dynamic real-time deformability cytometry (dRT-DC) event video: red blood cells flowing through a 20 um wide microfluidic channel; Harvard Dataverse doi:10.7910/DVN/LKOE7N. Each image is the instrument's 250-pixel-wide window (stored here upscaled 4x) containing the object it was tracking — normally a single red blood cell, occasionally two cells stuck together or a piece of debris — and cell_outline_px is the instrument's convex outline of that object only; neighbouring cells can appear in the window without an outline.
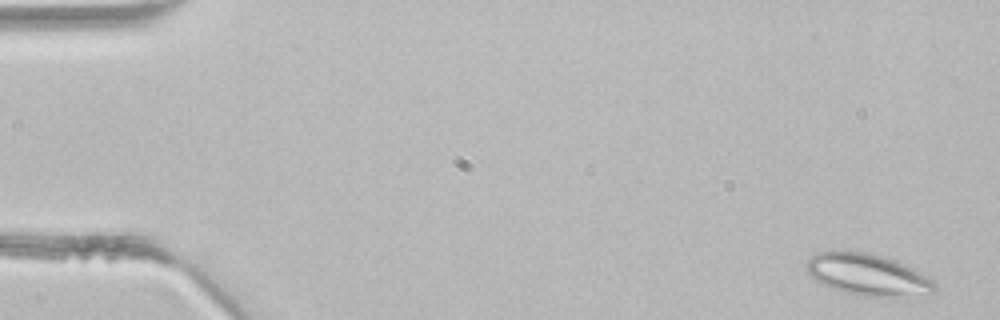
{"species": "common noctule bat (a hibernating species)", "species_latin": "Nyctalus noctula", "temperature_condition": "room temperature", "stored_images_in_passage": 4, "camera_frame_rate_fps": 3000, "um_per_image_px": 0.085, "animal": {"sex": "male", "body_mass_g": 21.5, "forearm_length_mm": 52.0}, "frame": {"image": 1, "passage_image": 4, "time_ms": 1.0, "image_size_px": [1000, 320], "cell_outline_px": [[936, 292], [928, 296], [864, 296], [844, 292], [832, 288], [816, 280], [804, 268], [804, 264], [816, 252], [864, 252], [880, 256], [904, 264], [920, 272], [932, 280], [936, 284]], "centroid_in_image_um": [73.79, 23.37], "position_along_channel_um": 11.2, "area_um2": 30.81}}